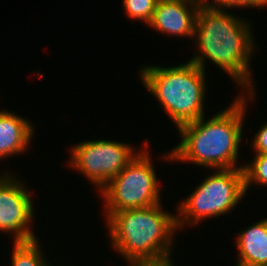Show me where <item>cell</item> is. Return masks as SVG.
<instances>
[{
	"label": "cell",
	"mask_w": 267,
	"mask_h": 266,
	"mask_svg": "<svg viewBox=\"0 0 267 266\" xmlns=\"http://www.w3.org/2000/svg\"><path fill=\"white\" fill-rule=\"evenodd\" d=\"M158 0H122V10L134 21L147 25L152 18Z\"/></svg>",
	"instance_id": "5bb4252c"
},
{
	"label": "cell",
	"mask_w": 267,
	"mask_h": 266,
	"mask_svg": "<svg viewBox=\"0 0 267 266\" xmlns=\"http://www.w3.org/2000/svg\"><path fill=\"white\" fill-rule=\"evenodd\" d=\"M256 131L250 146L252 145L254 154H267V122Z\"/></svg>",
	"instance_id": "2e32d148"
},
{
	"label": "cell",
	"mask_w": 267,
	"mask_h": 266,
	"mask_svg": "<svg viewBox=\"0 0 267 266\" xmlns=\"http://www.w3.org/2000/svg\"><path fill=\"white\" fill-rule=\"evenodd\" d=\"M198 8L186 1L158 0L152 18L146 26L170 37L193 40Z\"/></svg>",
	"instance_id": "9c48e42d"
},
{
	"label": "cell",
	"mask_w": 267,
	"mask_h": 266,
	"mask_svg": "<svg viewBox=\"0 0 267 266\" xmlns=\"http://www.w3.org/2000/svg\"><path fill=\"white\" fill-rule=\"evenodd\" d=\"M35 131L28 118L0 109V160L26 153Z\"/></svg>",
	"instance_id": "30bf717a"
},
{
	"label": "cell",
	"mask_w": 267,
	"mask_h": 266,
	"mask_svg": "<svg viewBox=\"0 0 267 266\" xmlns=\"http://www.w3.org/2000/svg\"><path fill=\"white\" fill-rule=\"evenodd\" d=\"M140 69L142 85L156 98L177 130L205 116L206 71L188 60L171 67L144 64Z\"/></svg>",
	"instance_id": "277c9868"
},
{
	"label": "cell",
	"mask_w": 267,
	"mask_h": 266,
	"mask_svg": "<svg viewBox=\"0 0 267 266\" xmlns=\"http://www.w3.org/2000/svg\"><path fill=\"white\" fill-rule=\"evenodd\" d=\"M163 202L113 212L106 220L112 250L127 266H172L177 216L163 209ZM173 257V258H172Z\"/></svg>",
	"instance_id": "3957f363"
},
{
	"label": "cell",
	"mask_w": 267,
	"mask_h": 266,
	"mask_svg": "<svg viewBox=\"0 0 267 266\" xmlns=\"http://www.w3.org/2000/svg\"><path fill=\"white\" fill-rule=\"evenodd\" d=\"M141 150L119 140L79 141L69 150L66 166L80 172L100 192Z\"/></svg>",
	"instance_id": "52a82bcc"
},
{
	"label": "cell",
	"mask_w": 267,
	"mask_h": 266,
	"mask_svg": "<svg viewBox=\"0 0 267 266\" xmlns=\"http://www.w3.org/2000/svg\"><path fill=\"white\" fill-rule=\"evenodd\" d=\"M14 173H0V232L12 235V242L38 239L32 227L36 218L33 192Z\"/></svg>",
	"instance_id": "ba28073f"
},
{
	"label": "cell",
	"mask_w": 267,
	"mask_h": 266,
	"mask_svg": "<svg viewBox=\"0 0 267 266\" xmlns=\"http://www.w3.org/2000/svg\"><path fill=\"white\" fill-rule=\"evenodd\" d=\"M243 229L235 234V266H267V216Z\"/></svg>",
	"instance_id": "8fae6325"
},
{
	"label": "cell",
	"mask_w": 267,
	"mask_h": 266,
	"mask_svg": "<svg viewBox=\"0 0 267 266\" xmlns=\"http://www.w3.org/2000/svg\"><path fill=\"white\" fill-rule=\"evenodd\" d=\"M237 95L227 108L216 112L211 118L205 115L181 126L178 129V144L163 153L162 160L168 163L187 162L198 167H209L210 170L243 168L244 163H239V155L245 116L248 103L255 101L256 94Z\"/></svg>",
	"instance_id": "7a4b0ae2"
},
{
	"label": "cell",
	"mask_w": 267,
	"mask_h": 266,
	"mask_svg": "<svg viewBox=\"0 0 267 266\" xmlns=\"http://www.w3.org/2000/svg\"><path fill=\"white\" fill-rule=\"evenodd\" d=\"M181 1H186L195 4L198 7L207 6V0H181Z\"/></svg>",
	"instance_id": "e0dca14e"
},
{
	"label": "cell",
	"mask_w": 267,
	"mask_h": 266,
	"mask_svg": "<svg viewBox=\"0 0 267 266\" xmlns=\"http://www.w3.org/2000/svg\"><path fill=\"white\" fill-rule=\"evenodd\" d=\"M212 171L213 173L198 183L199 185L189 193L188 197L176 204L179 232L182 228L195 227L196 224L209 218L230 214L245 198L243 168Z\"/></svg>",
	"instance_id": "5b68a950"
},
{
	"label": "cell",
	"mask_w": 267,
	"mask_h": 266,
	"mask_svg": "<svg viewBox=\"0 0 267 266\" xmlns=\"http://www.w3.org/2000/svg\"><path fill=\"white\" fill-rule=\"evenodd\" d=\"M11 266H53L42 252L40 239L24 242H12ZM44 256V257H43ZM55 266V265H54Z\"/></svg>",
	"instance_id": "7c38bea8"
},
{
	"label": "cell",
	"mask_w": 267,
	"mask_h": 266,
	"mask_svg": "<svg viewBox=\"0 0 267 266\" xmlns=\"http://www.w3.org/2000/svg\"><path fill=\"white\" fill-rule=\"evenodd\" d=\"M245 192L255 185L267 187V154H254L253 160L244 163Z\"/></svg>",
	"instance_id": "4fadbf2b"
},
{
	"label": "cell",
	"mask_w": 267,
	"mask_h": 266,
	"mask_svg": "<svg viewBox=\"0 0 267 266\" xmlns=\"http://www.w3.org/2000/svg\"><path fill=\"white\" fill-rule=\"evenodd\" d=\"M207 6L222 8L226 10L255 8L264 9L267 7V0H207Z\"/></svg>",
	"instance_id": "9a60e30c"
},
{
	"label": "cell",
	"mask_w": 267,
	"mask_h": 266,
	"mask_svg": "<svg viewBox=\"0 0 267 266\" xmlns=\"http://www.w3.org/2000/svg\"><path fill=\"white\" fill-rule=\"evenodd\" d=\"M252 26L248 19L226 9L199 7L193 38L197 51L188 61L204 71H207V61H211L237 84V89H241L239 93L257 94L251 60L259 46H256Z\"/></svg>",
	"instance_id": "6da1fadb"
},
{
	"label": "cell",
	"mask_w": 267,
	"mask_h": 266,
	"mask_svg": "<svg viewBox=\"0 0 267 266\" xmlns=\"http://www.w3.org/2000/svg\"><path fill=\"white\" fill-rule=\"evenodd\" d=\"M142 150L100 192L105 220L113 213L159 204L161 197L158 172L154 168L148 140ZM149 148V149H148ZM161 190V191H160Z\"/></svg>",
	"instance_id": "8992f818"
}]
</instances>
